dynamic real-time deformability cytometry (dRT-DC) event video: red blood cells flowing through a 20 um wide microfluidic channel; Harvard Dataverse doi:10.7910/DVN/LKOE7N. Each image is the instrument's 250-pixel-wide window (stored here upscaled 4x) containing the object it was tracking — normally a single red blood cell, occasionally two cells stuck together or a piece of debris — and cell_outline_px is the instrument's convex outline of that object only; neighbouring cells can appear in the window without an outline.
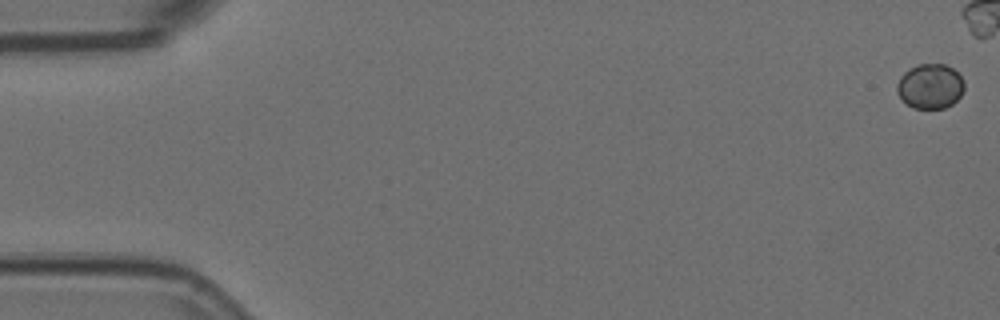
{"species": "Egyptian fruit bat (a non-hibernating species)", "species_latin": "Rousettus aegyptiacus", "temperature_condition": "room temperature", "stored_images_in_passage": 7, "camera_frame_rate_fps": 3000, "um_per_image_px": 0.085, "animal": {"sex": "female"}, "frame": {"image": 1, "passage_image": 1, "time_ms": 0.0, "image_size_px": [1000, 320], "cell_outline_px": [[964, 92], [952, 104], [944, 108], [912, 108], [896, 92], [896, 84], [900, 76], [904, 72], [916, 64], [944, 64], [952, 68], [964, 80]], "centroid_in_image_um": [79.06, 7.32], "position_along_channel_um": 5.9, "area_um2": 17.63}}